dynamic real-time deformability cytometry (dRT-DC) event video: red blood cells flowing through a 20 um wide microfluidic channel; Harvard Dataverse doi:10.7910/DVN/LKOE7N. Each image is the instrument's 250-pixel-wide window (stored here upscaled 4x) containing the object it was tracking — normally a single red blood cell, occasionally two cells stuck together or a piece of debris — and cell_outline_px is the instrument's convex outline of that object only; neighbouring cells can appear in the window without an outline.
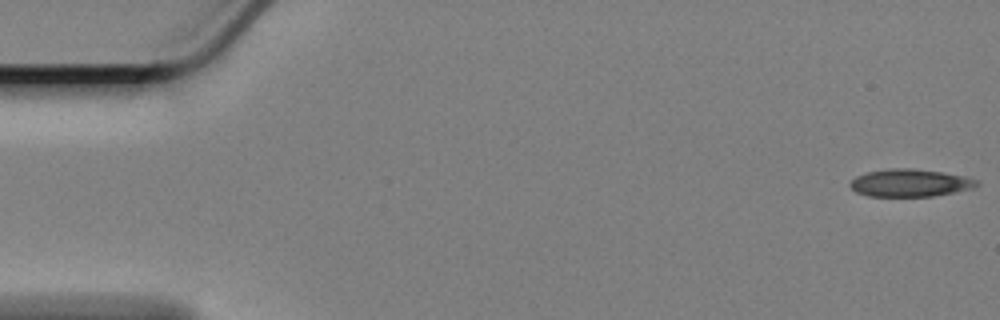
{"species": "Egyptian fruit bat (a non-hibernating species)", "species_latin": "Rousettus aegyptiacus", "temperature_condition": "cold", "stored_images_in_passage": 28, "camera_frame_rate_fps": 3000, "um_per_image_px": 0.085, "animal": {"sex": "female"}, "frame": {"image": 1, "passage_image": 1, "time_ms": 0.0, "image_size_px": [1000, 320], "cell_outline_px": [[980, 184], [972, 188], [932, 196], [868, 196], [856, 192], [848, 184], [856, 176], [868, 172], [888, 168], [912, 168], [940, 172], [964, 176], [976, 180]], "centroid_in_image_um": [77.31, 15.54], "position_along_channel_um": 7.7, "area_um2": 20.11}}